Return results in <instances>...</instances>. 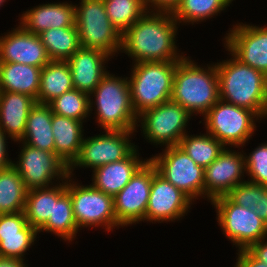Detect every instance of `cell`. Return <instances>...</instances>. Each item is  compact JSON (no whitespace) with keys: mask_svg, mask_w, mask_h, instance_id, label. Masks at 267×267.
Wrapping results in <instances>:
<instances>
[{"mask_svg":"<svg viewBox=\"0 0 267 267\" xmlns=\"http://www.w3.org/2000/svg\"><path fill=\"white\" fill-rule=\"evenodd\" d=\"M179 27L172 13L146 11L121 35L120 54L128 55L132 64L180 61L186 54L176 44Z\"/></svg>","mask_w":267,"mask_h":267,"instance_id":"cell-1","label":"cell"},{"mask_svg":"<svg viewBox=\"0 0 267 267\" xmlns=\"http://www.w3.org/2000/svg\"><path fill=\"white\" fill-rule=\"evenodd\" d=\"M207 66V67H206ZM171 100L192 116H204L219 100V79L214 62L200 66L185 56L174 72Z\"/></svg>","mask_w":267,"mask_h":267,"instance_id":"cell-2","label":"cell"},{"mask_svg":"<svg viewBox=\"0 0 267 267\" xmlns=\"http://www.w3.org/2000/svg\"><path fill=\"white\" fill-rule=\"evenodd\" d=\"M89 97L90 115L95 109L93 115L100 129L137 131L138 116L132 106L127 76H115L109 71Z\"/></svg>","mask_w":267,"mask_h":267,"instance_id":"cell-3","label":"cell"},{"mask_svg":"<svg viewBox=\"0 0 267 267\" xmlns=\"http://www.w3.org/2000/svg\"><path fill=\"white\" fill-rule=\"evenodd\" d=\"M230 59L215 62L219 99L253 111L258 117L264 101L267 76L238 60L226 47Z\"/></svg>","mask_w":267,"mask_h":267,"instance_id":"cell-4","label":"cell"},{"mask_svg":"<svg viewBox=\"0 0 267 267\" xmlns=\"http://www.w3.org/2000/svg\"><path fill=\"white\" fill-rule=\"evenodd\" d=\"M179 61L132 64L128 83L137 116L171 99L173 78Z\"/></svg>","mask_w":267,"mask_h":267,"instance_id":"cell-5","label":"cell"},{"mask_svg":"<svg viewBox=\"0 0 267 267\" xmlns=\"http://www.w3.org/2000/svg\"><path fill=\"white\" fill-rule=\"evenodd\" d=\"M205 132L225 147L243 149L255 136L259 117L251 110L218 100L203 116Z\"/></svg>","mask_w":267,"mask_h":267,"instance_id":"cell-6","label":"cell"},{"mask_svg":"<svg viewBox=\"0 0 267 267\" xmlns=\"http://www.w3.org/2000/svg\"><path fill=\"white\" fill-rule=\"evenodd\" d=\"M73 179V180H72ZM72 176L66 179V191L71 196L75 222L79 230L90 227L102 228L105 232L121 228L114 213L113 196L96 189L90 183L83 185Z\"/></svg>","mask_w":267,"mask_h":267,"instance_id":"cell-7","label":"cell"},{"mask_svg":"<svg viewBox=\"0 0 267 267\" xmlns=\"http://www.w3.org/2000/svg\"><path fill=\"white\" fill-rule=\"evenodd\" d=\"M79 1L75 4V25L80 46L103 50L114 59L120 53L121 34L108 18L104 1Z\"/></svg>","mask_w":267,"mask_h":267,"instance_id":"cell-8","label":"cell"},{"mask_svg":"<svg viewBox=\"0 0 267 267\" xmlns=\"http://www.w3.org/2000/svg\"><path fill=\"white\" fill-rule=\"evenodd\" d=\"M192 117L185 108L170 99L140 114L137 130L141 128L142 136L151 145L166 148L179 144L188 132L186 128Z\"/></svg>","mask_w":267,"mask_h":267,"instance_id":"cell-9","label":"cell"},{"mask_svg":"<svg viewBox=\"0 0 267 267\" xmlns=\"http://www.w3.org/2000/svg\"><path fill=\"white\" fill-rule=\"evenodd\" d=\"M216 220L225 237L233 247L248 249L252 244L267 238V224L254 213L253 209L243 208L233 203L227 196L212 200Z\"/></svg>","mask_w":267,"mask_h":267,"instance_id":"cell-10","label":"cell"},{"mask_svg":"<svg viewBox=\"0 0 267 267\" xmlns=\"http://www.w3.org/2000/svg\"><path fill=\"white\" fill-rule=\"evenodd\" d=\"M135 132L138 131L104 130L98 135L85 136L78 156L69 166V175L73 177L76 168L93 170L128 157L138 147L131 141L137 135Z\"/></svg>","mask_w":267,"mask_h":267,"instance_id":"cell-11","label":"cell"},{"mask_svg":"<svg viewBox=\"0 0 267 267\" xmlns=\"http://www.w3.org/2000/svg\"><path fill=\"white\" fill-rule=\"evenodd\" d=\"M161 150V153L149 157L157 172L194 203L196 199H204L205 169L197 165L178 145L164 147Z\"/></svg>","mask_w":267,"mask_h":267,"instance_id":"cell-12","label":"cell"},{"mask_svg":"<svg viewBox=\"0 0 267 267\" xmlns=\"http://www.w3.org/2000/svg\"><path fill=\"white\" fill-rule=\"evenodd\" d=\"M17 142L18 147L23 145L19 149L18 160L12 161V166L21 176L27 190L50 187L68 178L69 166L55 152L31 147L20 140Z\"/></svg>","mask_w":267,"mask_h":267,"instance_id":"cell-13","label":"cell"},{"mask_svg":"<svg viewBox=\"0 0 267 267\" xmlns=\"http://www.w3.org/2000/svg\"><path fill=\"white\" fill-rule=\"evenodd\" d=\"M156 172L155 165L148 159L113 197L114 213L122 227L145 222L152 177Z\"/></svg>","mask_w":267,"mask_h":267,"instance_id":"cell-14","label":"cell"},{"mask_svg":"<svg viewBox=\"0 0 267 267\" xmlns=\"http://www.w3.org/2000/svg\"><path fill=\"white\" fill-rule=\"evenodd\" d=\"M223 37L226 47L238 60L267 76V26L239 22Z\"/></svg>","mask_w":267,"mask_h":267,"instance_id":"cell-15","label":"cell"},{"mask_svg":"<svg viewBox=\"0 0 267 267\" xmlns=\"http://www.w3.org/2000/svg\"><path fill=\"white\" fill-rule=\"evenodd\" d=\"M194 202L156 172L152 177L145 221L149 223H168L180 221L190 213Z\"/></svg>","mask_w":267,"mask_h":267,"instance_id":"cell-16","label":"cell"},{"mask_svg":"<svg viewBox=\"0 0 267 267\" xmlns=\"http://www.w3.org/2000/svg\"><path fill=\"white\" fill-rule=\"evenodd\" d=\"M244 150L226 147L221 154L205 168L204 198L211 202L217 197L226 196L235 186L246 181L244 177Z\"/></svg>","mask_w":267,"mask_h":267,"instance_id":"cell-17","label":"cell"},{"mask_svg":"<svg viewBox=\"0 0 267 267\" xmlns=\"http://www.w3.org/2000/svg\"><path fill=\"white\" fill-rule=\"evenodd\" d=\"M0 35V62L20 63L43 68L51 59L38 35L20 25Z\"/></svg>","mask_w":267,"mask_h":267,"instance_id":"cell-18","label":"cell"},{"mask_svg":"<svg viewBox=\"0 0 267 267\" xmlns=\"http://www.w3.org/2000/svg\"><path fill=\"white\" fill-rule=\"evenodd\" d=\"M113 58L103 50L80 47L68 60L74 89L91 94L109 72L106 64Z\"/></svg>","mask_w":267,"mask_h":267,"instance_id":"cell-19","label":"cell"},{"mask_svg":"<svg viewBox=\"0 0 267 267\" xmlns=\"http://www.w3.org/2000/svg\"><path fill=\"white\" fill-rule=\"evenodd\" d=\"M20 17L19 25L36 35L50 28L76 27L75 3L71 1L43 3L27 9Z\"/></svg>","mask_w":267,"mask_h":267,"instance_id":"cell-20","label":"cell"},{"mask_svg":"<svg viewBox=\"0 0 267 267\" xmlns=\"http://www.w3.org/2000/svg\"><path fill=\"white\" fill-rule=\"evenodd\" d=\"M140 155L138 148H136L128 157L121 161L108 163L93 169L91 185L105 194L114 197L149 159H143V157H139Z\"/></svg>","mask_w":267,"mask_h":267,"instance_id":"cell-21","label":"cell"},{"mask_svg":"<svg viewBox=\"0 0 267 267\" xmlns=\"http://www.w3.org/2000/svg\"><path fill=\"white\" fill-rule=\"evenodd\" d=\"M35 104L36 100L29 95L0 91V129L13 143L23 138L29 112Z\"/></svg>","mask_w":267,"mask_h":267,"instance_id":"cell-22","label":"cell"},{"mask_svg":"<svg viewBox=\"0 0 267 267\" xmlns=\"http://www.w3.org/2000/svg\"><path fill=\"white\" fill-rule=\"evenodd\" d=\"M84 122L53 113L52 130L55 139V154L68 166L78 156L84 140Z\"/></svg>","mask_w":267,"mask_h":267,"instance_id":"cell-23","label":"cell"},{"mask_svg":"<svg viewBox=\"0 0 267 267\" xmlns=\"http://www.w3.org/2000/svg\"><path fill=\"white\" fill-rule=\"evenodd\" d=\"M66 192V180L50 187L35 188L27 191L24 214L27 223L37 231L53 215L54 202Z\"/></svg>","mask_w":267,"mask_h":267,"instance_id":"cell-24","label":"cell"},{"mask_svg":"<svg viewBox=\"0 0 267 267\" xmlns=\"http://www.w3.org/2000/svg\"><path fill=\"white\" fill-rule=\"evenodd\" d=\"M41 69L26 64L0 62V91L26 94L37 102Z\"/></svg>","mask_w":267,"mask_h":267,"instance_id":"cell-25","label":"cell"},{"mask_svg":"<svg viewBox=\"0 0 267 267\" xmlns=\"http://www.w3.org/2000/svg\"><path fill=\"white\" fill-rule=\"evenodd\" d=\"M52 116L48 104L36 102L29 112L24 136L20 141L40 150L55 152Z\"/></svg>","mask_w":267,"mask_h":267,"instance_id":"cell-26","label":"cell"},{"mask_svg":"<svg viewBox=\"0 0 267 267\" xmlns=\"http://www.w3.org/2000/svg\"><path fill=\"white\" fill-rule=\"evenodd\" d=\"M72 89L74 86L68 62L51 60L41 69L37 103L48 104Z\"/></svg>","mask_w":267,"mask_h":267,"instance_id":"cell-27","label":"cell"},{"mask_svg":"<svg viewBox=\"0 0 267 267\" xmlns=\"http://www.w3.org/2000/svg\"><path fill=\"white\" fill-rule=\"evenodd\" d=\"M79 231L72 209L71 196L66 191L54 202L53 215H50L48 221L38 230V236L41 232L51 233L70 244L76 239Z\"/></svg>","mask_w":267,"mask_h":267,"instance_id":"cell-28","label":"cell"},{"mask_svg":"<svg viewBox=\"0 0 267 267\" xmlns=\"http://www.w3.org/2000/svg\"><path fill=\"white\" fill-rule=\"evenodd\" d=\"M27 191L12 165L0 170V214L23 212Z\"/></svg>","mask_w":267,"mask_h":267,"instance_id":"cell-29","label":"cell"},{"mask_svg":"<svg viewBox=\"0 0 267 267\" xmlns=\"http://www.w3.org/2000/svg\"><path fill=\"white\" fill-rule=\"evenodd\" d=\"M233 1L235 0H181L172 15L181 26L200 24L199 22L220 15Z\"/></svg>","mask_w":267,"mask_h":267,"instance_id":"cell-30","label":"cell"},{"mask_svg":"<svg viewBox=\"0 0 267 267\" xmlns=\"http://www.w3.org/2000/svg\"><path fill=\"white\" fill-rule=\"evenodd\" d=\"M38 36L51 60L67 61L81 47L76 27L50 28Z\"/></svg>","mask_w":267,"mask_h":267,"instance_id":"cell-31","label":"cell"},{"mask_svg":"<svg viewBox=\"0 0 267 267\" xmlns=\"http://www.w3.org/2000/svg\"><path fill=\"white\" fill-rule=\"evenodd\" d=\"M178 146L185 151L195 163L204 169L210 165L226 148L208 132L196 135L186 133L180 139Z\"/></svg>","mask_w":267,"mask_h":267,"instance_id":"cell-32","label":"cell"},{"mask_svg":"<svg viewBox=\"0 0 267 267\" xmlns=\"http://www.w3.org/2000/svg\"><path fill=\"white\" fill-rule=\"evenodd\" d=\"M113 26L122 35L147 11L145 0H103Z\"/></svg>","mask_w":267,"mask_h":267,"instance_id":"cell-33","label":"cell"},{"mask_svg":"<svg viewBox=\"0 0 267 267\" xmlns=\"http://www.w3.org/2000/svg\"><path fill=\"white\" fill-rule=\"evenodd\" d=\"M89 94L72 89L48 103L52 113L86 122L90 115Z\"/></svg>","mask_w":267,"mask_h":267,"instance_id":"cell-34","label":"cell"},{"mask_svg":"<svg viewBox=\"0 0 267 267\" xmlns=\"http://www.w3.org/2000/svg\"><path fill=\"white\" fill-rule=\"evenodd\" d=\"M37 235L38 231L27 224L20 231V235L0 236V257L16 258L26 262L25 255L39 238Z\"/></svg>","mask_w":267,"mask_h":267,"instance_id":"cell-35","label":"cell"},{"mask_svg":"<svg viewBox=\"0 0 267 267\" xmlns=\"http://www.w3.org/2000/svg\"><path fill=\"white\" fill-rule=\"evenodd\" d=\"M246 176L250 182L267 186V141L248 154L244 152Z\"/></svg>","mask_w":267,"mask_h":267,"instance_id":"cell-36","label":"cell"},{"mask_svg":"<svg viewBox=\"0 0 267 267\" xmlns=\"http://www.w3.org/2000/svg\"><path fill=\"white\" fill-rule=\"evenodd\" d=\"M226 196L236 205L253 209L257 200V184L246 180L235 186Z\"/></svg>","mask_w":267,"mask_h":267,"instance_id":"cell-37","label":"cell"},{"mask_svg":"<svg viewBox=\"0 0 267 267\" xmlns=\"http://www.w3.org/2000/svg\"><path fill=\"white\" fill-rule=\"evenodd\" d=\"M27 224L24 212L0 214V236L20 235Z\"/></svg>","mask_w":267,"mask_h":267,"instance_id":"cell-38","label":"cell"},{"mask_svg":"<svg viewBox=\"0 0 267 267\" xmlns=\"http://www.w3.org/2000/svg\"><path fill=\"white\" fill-rule=\"evenodd\" d=\"M181 0H145L147 11L173 13Z\"/></svg>","mask_w":267,"mask_h":267,"instance_id":"cell-39","label":"cell"},{"mask_svg":"<svg viewBox=\"0 0 267 267\" xmlns=\"http://www.w3.org/2000/svg\"><path fill=\"white\" fill-rule=\"evenodd\" d=\"M254 213L267 224V186L257 184V200Z\"/></svg>","mask_w":267,"mask_h":267,"instance_id":"cell-40","label":"cell"},{"mask_svg":"<svg viewBox=\"0 0 267 267\" xmlns=\"http://www.w3.org/2000/svg\"><path fill=\"white\" fill-rule=\"evenodd\" d=\"M234 267H267V264L256 259L247 249L239 250Z\"/></svg>","mask_w":267,"mask_h":267,"instance_id":"cell-41","label":"cell"},{"mask_svg":"<svg viewBox=\"0 0 267 267\" xmlns=\"http://www.w3.org/2000/svg\"><path fill=\"white\" fill-rule=\"evenodd\" d=\"M8 139V136H6L0 129V170L12 165V158L10 159L8 154Z\"/></svg>","mask_w":267,"mask_h":267,"instance_id":"cell-42","label":"cell"},{"mask_svg":"<svg viewBox=\"0 0 267 267\" xmlns=\"http://www.w3.org/2000/svg\"><path fill=\"white\" fill-rule=\"evenodd\" d=\"M256 259L267 264V238L259 240L247 249Z\"/></svg>","mask_w":267,"mask_h":267,"instance_id":"cell-43","label":"cell"},{"mask_svg":"<svg viewBox=\"0 0 267 267\" xmlns=\"http://www.w3.org/2000/svg\"><path fill=\"white\" fill-rule=\"evenodd\" d=\"M0 267H28V264L16 258L0 257Z\"/></svg>","mask_w":267,"mask_h":267,"instance_id":"cell-44","label":"cell"},{"mask_svg":"<svg viewBox=\"0 0 267 267\" xmlns=\"http://www.w3.org/2000/svg\"><path fill=\"white\" fill-rule=\"evenodd\" d=\"M267 119V83L265 86L264 101L259 114V121Z\"/></svg>","mask_w":267,"mask_h":267,"instance_id":"cell-45","label":"cell"},{"mask_svg":"<svg viewBox=\"0 0 267 267\" xmlns=\"http://www.w3.org/2000/svg\"><path fill=\"white\" fill-rule=\"evenodd\" d=\"M5 2H7V0H0V7H2Z\"/></svg>","mask_w":267,"mask_h":267,"instance_id":"cell-46","label":"cell"}]
</instances>
